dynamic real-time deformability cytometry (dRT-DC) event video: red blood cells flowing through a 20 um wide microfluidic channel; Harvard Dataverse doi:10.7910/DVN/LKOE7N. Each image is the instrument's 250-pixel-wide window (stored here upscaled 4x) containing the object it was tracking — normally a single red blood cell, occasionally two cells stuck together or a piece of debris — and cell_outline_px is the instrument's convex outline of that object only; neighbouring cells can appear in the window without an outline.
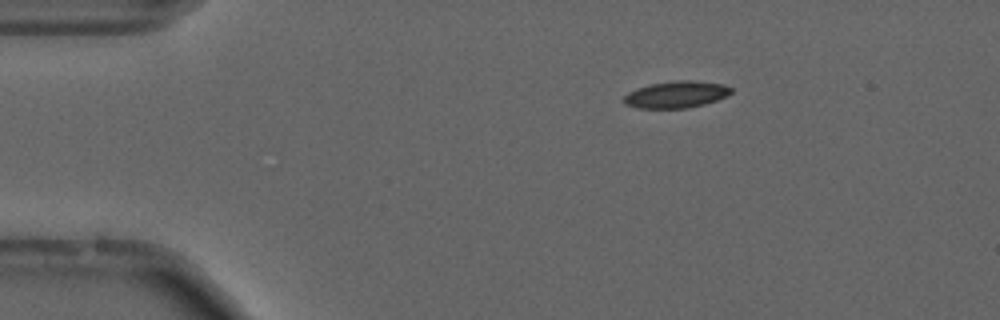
{"species": "common noctule bat (a hibernating species)", "species_latin": "Nyctalus noctula", "temperature_condition": "cold", "stored_images_in_passage": 17, "camera_frame_rate_fps": 3000, "um_per_image_px": 0.085, "animal": {"sex": "male", "forearm_length_mm": 52.5}, "frame": {"image": 1, "passage_image": 10, "time_ms": 3.0, "image_size_px": [1000, 320], "cell_outline_px": [[732, 92], [728, 96], [704, 104], [688, 108], [636, 108], [624, 104], [620, 100], [628, 92], [636, 88], [652, 84], [676, 80], [688, 80], [724, 84], [732, 88]], "centroid_in_image_um": [57.45, 8.04], "position_along_channel_um": 27.6, "area_um2": 16.88}}